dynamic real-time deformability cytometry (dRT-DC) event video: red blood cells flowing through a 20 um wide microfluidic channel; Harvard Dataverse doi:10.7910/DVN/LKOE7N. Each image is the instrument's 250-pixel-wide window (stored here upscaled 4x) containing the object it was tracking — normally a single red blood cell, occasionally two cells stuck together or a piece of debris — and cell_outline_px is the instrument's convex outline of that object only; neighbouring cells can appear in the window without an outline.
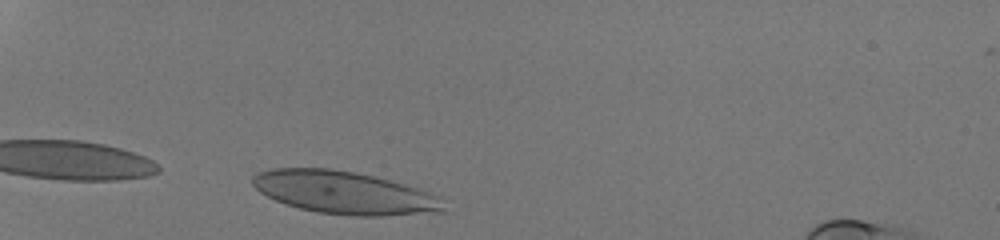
{"species": "human", "species_latin": "Homo sapiens", "temperature_condition": "room temperature", "stored_images_in_passage": 31, "camera_frame_rate_fps": 3000, "um_per_image_px": 0.085, "donor": {"sex": "male"}, "frame": {"image": 1, "passage_image": 3, "time_ms": 0.667, "image_size_px": [1000, 240], "cell_outline_px": [[448, 212], [384, 216], [356, 216], [316, 212], [284, 204], [260, 192], [252, 184], [252, 176], [256, 172], [272, 168], [332, 168], [372, 176], [404, 184], [440, 196]], "centroid_in_image_um": [29.28, 16.38], "position_along_channel_um": 55.7, "area_um2": 47.74}}
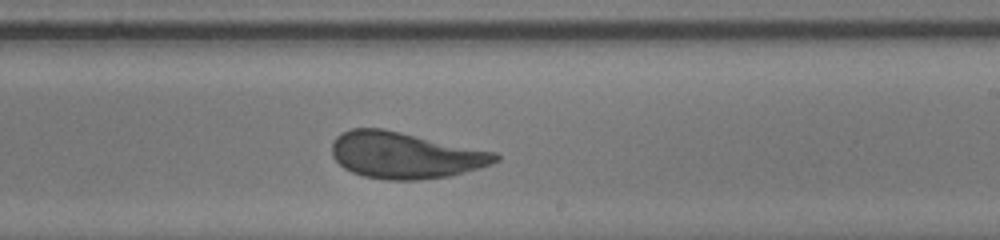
{"frame": {"image": 2, "passage_image": 20, "time_ms": 6.333, "image_size_px": [1000, 240], "cell_outline_px": [[500, 160], [492, 164], [480, 168], [448, 176], [420, 180], [388, 180], [364, 176], [352, 172], [344, 168], [332, 156], [332, 144], [336, 136], [352, 128], [384, 128], [496, 152], [500, 156]], "centroid_in_image_um": [34.45, 13.19], "position_along_channel_um": 254.6, "area_um2": 44.33}}
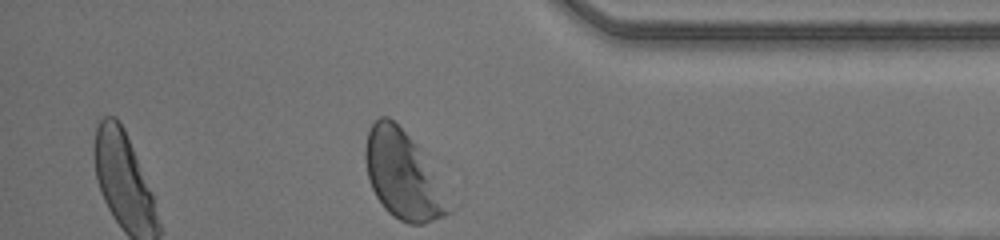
{"frame": {"image": 3, "passage_image": 31, "time_ms": 10.0, "image_size_px": [1000, 240], "cell_outline_px": [[460, 204], [452, 212], [444, 216], [420, 224], [408, 224], [392, 216], [384, 208], [376, 196], [368, 180], [364, 156], [364, 148], [368, 132], [372, 124], [380, 116], [388, 116], [416, 144]], "centroid_in_image_um": [34.38, 14.96], "position_along_channel_um": 400.8, "area_um2": 44.04}, "authors_computed_cell_mechanics": {"area_um2": 44.1592, "velocity_mm_per_s": 4.2148, "shape_relaxation_time_tau1_ms": 4.1078, "shape_relaxation_time_tau2_ms": null, "deformation_change_tau1": 0.1607, "deformation_change_tau2": null}}